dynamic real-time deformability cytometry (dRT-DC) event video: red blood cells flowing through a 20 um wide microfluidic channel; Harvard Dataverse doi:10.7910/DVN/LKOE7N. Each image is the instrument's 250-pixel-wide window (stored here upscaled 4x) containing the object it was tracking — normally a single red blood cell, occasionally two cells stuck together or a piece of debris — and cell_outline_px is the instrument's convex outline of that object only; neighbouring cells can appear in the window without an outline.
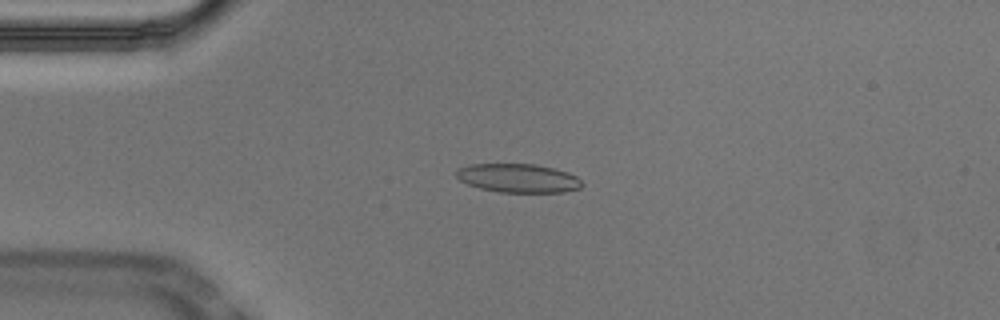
{"species": "Egyptian fruit bat (a non-hibernating species)", "species_latin": "Rousettus aegyptiacus", "temperature_condition": "cold", "stored_images_in_passage": 45, "camera_frame_rate_fps": 3000, "um_per_image_px": 0.085, "animal": {"sex": "male"}, "frame": {"image": 1, "passage_image": 4, "time_ms": 1.0, "image_size_px": [1000, 320], "cell_outline_px": [[584, 184], [580, 188], [564, 192], [500, 192], [480, 188], [468, 184], [460, 180], [456, 176], [456, 168], [472, 164], [532, 164], [552, 168], [568, 172], [576, 176]], "centroid_in_image_um": [44.04, 15.14], "position_along_channel_um": 41.0, "area_um2": 20.98}}
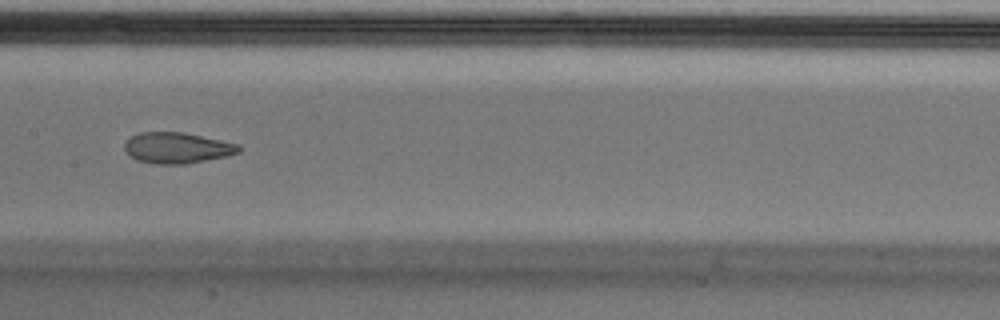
{"frame": {"image": 2, "passage_image": 18, "time_ms": 5.667, "image_size_px": [1000, 320], "cell_outline_px": [[240, 152], [224, 156], [188, 164], [156, 164], [136, 160], [124, 148], [124, 144], [132, 136], [140, 132], [184, 132], [240, 144]], "centroid_in_image_um": [15.07, 12.57], "position_along_channel_um": 192.3, "area_um2": 20.46}}
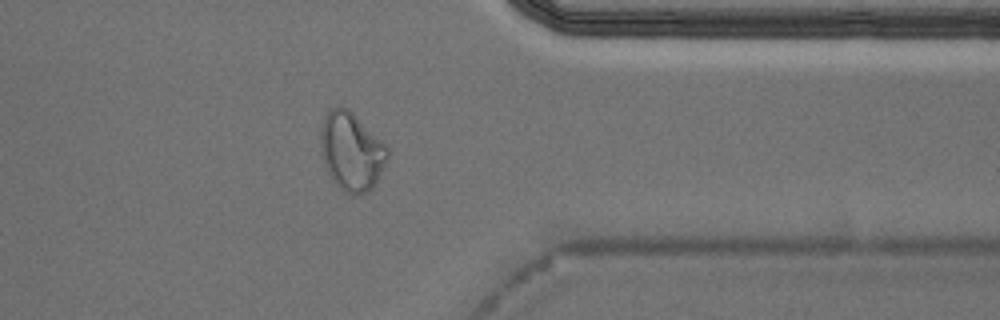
{"frame": {"image": 3, "passage_image": 34, "time_ms": 11.0, "image_size_px": [1000, 320], "cell_outline_px": [[392, 152], [372, 188], [368, 192], [356, 196], [352, 196], [344, 192], [336, 184], [328, 172], [324, 164], [320, 140], [320, 132], [324, 116], [328, 108], [348, 108]], "centroid_in_image_um": [29.87, 12.9], "position_along_channel_um": 381.5, "area_um2": 30.4}, "authors_computed_cell_mechanics": {"area_um2": 21.7328, "velocity_mm_per_s": 3.7186, "shape_relaxation_time_tau1_ms": 8.0607, "shape_relaxation_time_tau2_ms": 1.6415, "deformation_change_tau1": 0.2046, "deformation_change_tau2": 0.072}}